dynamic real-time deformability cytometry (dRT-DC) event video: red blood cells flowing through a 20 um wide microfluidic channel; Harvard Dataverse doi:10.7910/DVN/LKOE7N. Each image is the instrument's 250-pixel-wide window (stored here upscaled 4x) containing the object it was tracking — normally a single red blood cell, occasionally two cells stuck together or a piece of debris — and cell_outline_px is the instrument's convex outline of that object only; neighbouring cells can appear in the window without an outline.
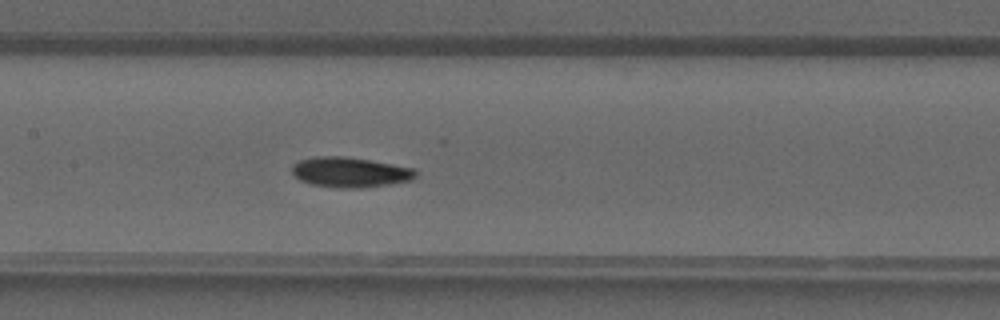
{"species": "common noctule bat (a hibernating species)", "species_latin": "Nyctalus noctula", "temperature_condition": "warm", "stored_images_in_passage": 27, "camera_frame_rate_fps": 3000, "um_per_image_px": 0.085, "animal": {"sex": "male", "forearm_length_mm": 52.5}, "frame": {"image": 1, "passage_image": 7, "time_ms": 2.0, "image_size_px": [1000, 320], "cell_outline_px": [[416, 176], [412, 180], [388, 184], [360, 188], [336, 188], [312, 184], [300, 180], [292, 176], [292, 164], [300, 160], [316, 156], [344, 156], [416, 168]], "centroid_in_image_um": [29.73, 14.64], "position_along_channel_um": 177.7, "area_um2": 21.79}}
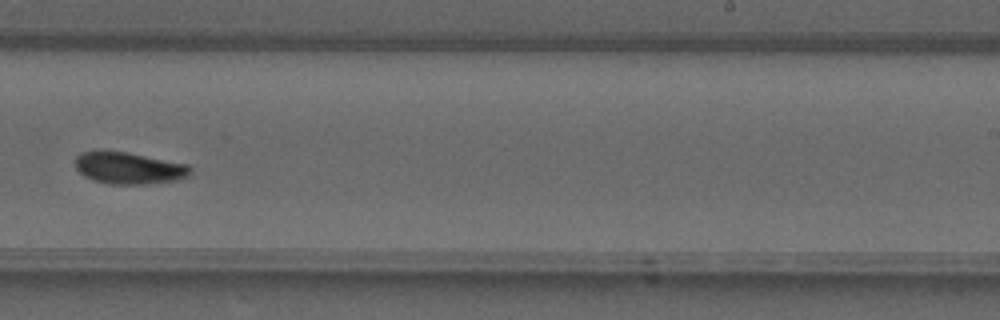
{"frame": {"image": 2, "passage_image": 13, "time_ms": 4.0, "image_size_px": [1000, 320], "cell_outline_px": [[192, 172], [188, 176], [180, 180], [148, 184], [108, 184], [92, 180], [84, 176], [76, 168], [76, 156], [84, 152], [128, 152], [188, 164], [192, 168]], "centroid_in_image_um": [11.02, 14.31], "position_along_channel_um": 278.0, "area_um2": 21.33}}
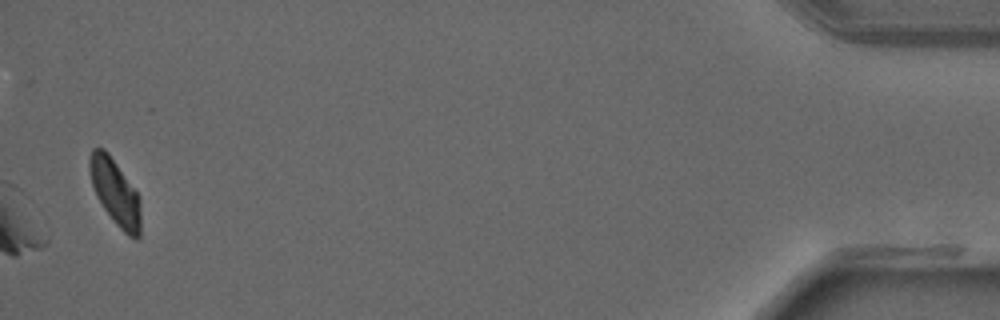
{"frame": {"image": 3, "passage_image": 27, "time_ms": 8.667, "image_size_px": [1000, 320], "cell_outline_px": [[140, 236], [136, 240], [128, 236], [112, 220], [96, 196], [92, 184], [88, 168], [88, 160], [92, 148], [104, 148], [108, 152], [136, 192], [140, 200]], "centroid_in_image_um": [9.77, 16.34], "position_along_channel_um": 425.4, "area_um2": 19.54}}